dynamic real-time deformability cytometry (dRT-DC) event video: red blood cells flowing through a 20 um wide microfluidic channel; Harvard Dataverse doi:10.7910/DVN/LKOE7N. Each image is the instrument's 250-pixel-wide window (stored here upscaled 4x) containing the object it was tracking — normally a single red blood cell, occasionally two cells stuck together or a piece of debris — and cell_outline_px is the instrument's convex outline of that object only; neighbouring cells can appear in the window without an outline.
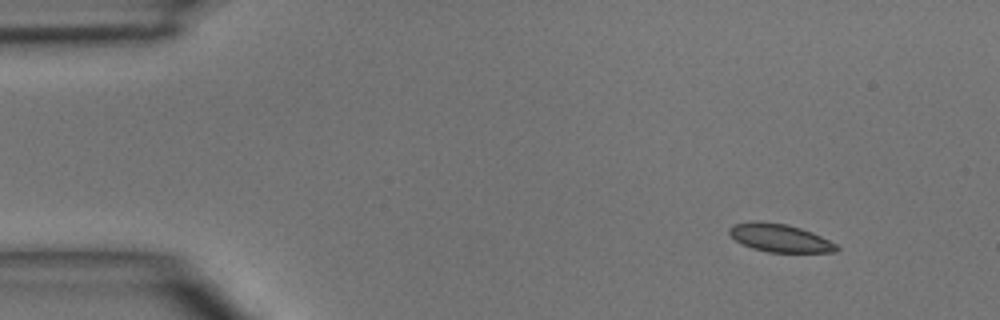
{"species": "common noctule bat (a hibernating species)", "species_latin": "Nyctalus noctula", "temperature_condition": "room temperature", "stored_images_in_passage": 5, "camera_frame_rate_fps": 3000, "um_per_image_px": 0.085, "animal": {"sex": "male", "body_mass_g": 15.6}, "frame": {"image": 1, "passage_image": 1, "time_ms": 0.0, "image_size_px": [1000, 320], "cell_outline_px": [[840, 248], [836, 252], [768, 252], [752, 248], [736, 240], [728, 232], [728, 228], [732, 224], [760, 220], [788, 224], [812, 232], [836, 244]], "centroid_in_image_um": [66.27, 20.21], "position_along_channel_um": 18.7, "area_um2": 17.51}}
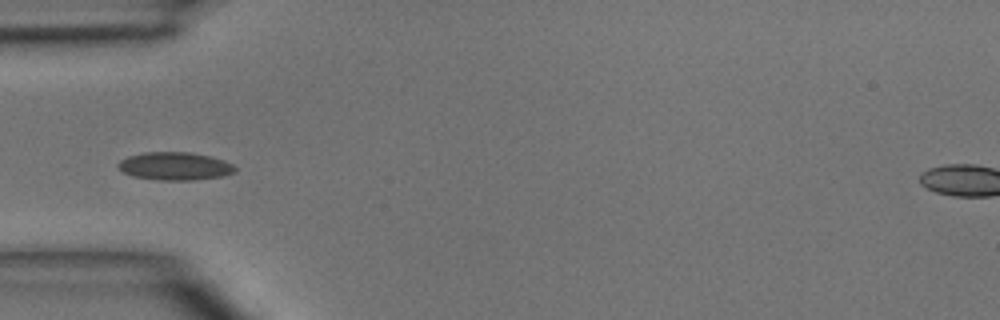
{"frame": {"image": 2, "passage_image": 4, "time_ms": 3.333, "image_size_px": [1000, 320], "cell_outline_px": [[236, 172], [224, 176], [196, 180], [156, 180], [132, 176], [124, 172], [116, 164], [120, 160], [128, 156], [144, 152], [192, 152], [212, 156], [224, 160], [232, 164], [236, 168]], "centroid_in_image_um": [14.89, 14.12], "position_along_channel_um": 70.1, "area_um2": 19.31}}
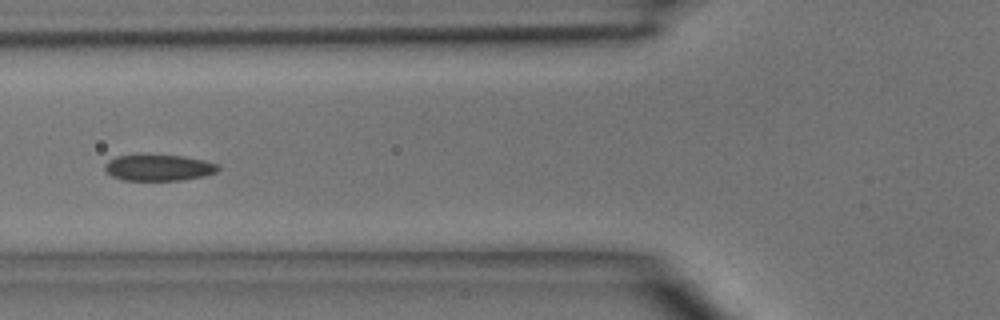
{"frame": {"image": 3, "passage_image": 5, "time_ms": 4.333, "image_size_px": [1000, 320], "cell_outline_px": [[220, 168], [216, 172], [204, 176], [184, 180], [124, 180], [112, 176], [104, 168], [104, 164], [108, 160], [116, 156], [140, 152], [184, 156], [204, 160], [220, 164]], "centroid_in_image_um": [13.47, 14.2], "position_along_channel_um": 112.3, "area_um2": 18.09}}